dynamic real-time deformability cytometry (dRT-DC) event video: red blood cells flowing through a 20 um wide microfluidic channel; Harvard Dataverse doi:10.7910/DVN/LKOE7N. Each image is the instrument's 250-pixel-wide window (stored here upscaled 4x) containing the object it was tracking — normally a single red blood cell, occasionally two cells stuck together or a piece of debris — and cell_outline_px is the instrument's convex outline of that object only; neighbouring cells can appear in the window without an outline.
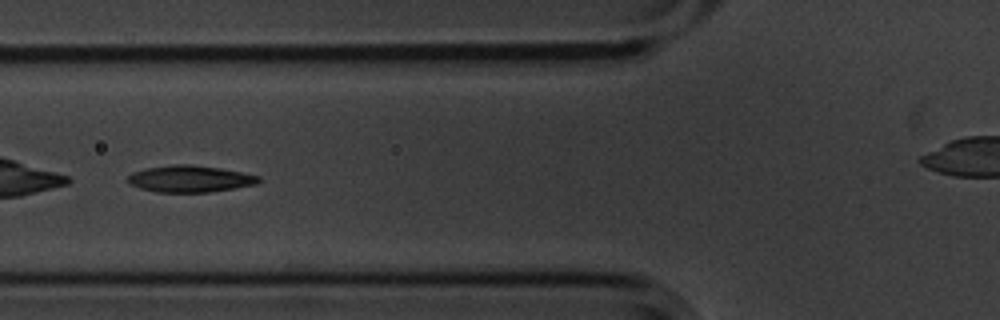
{"species": "common noctule bat (a hibernating species)", "species_latin": "Nyctalus noctula", "temperature_condition": "cold", "stored_images_in_passage": 9, "segment_of_instrument_passage": [1, 2], "camera_frame_rate_fps": 3000, "um_per_image_px": 0.085, "animal": {"sex": "male", "body_mass_g": 20.1, "forearm_length_mm": 53.5}, "frame": {"image": 1, "passage_image": 6, "time_ms": 1.667, "image_size_px": [1000, 320], "cell_outline_px": [[260, 180], [256, 184], [208, 192], [156, 192], [140, 188], [128, 184], [128, 176], [132, 172], [148, 168], [176, 164], [184, 164], [220, 168], [260, 176]], "centroid_in_image_um": [16.11, 15.2], "position_along_channel_um": 109.7, "area_um2": 20.06}}
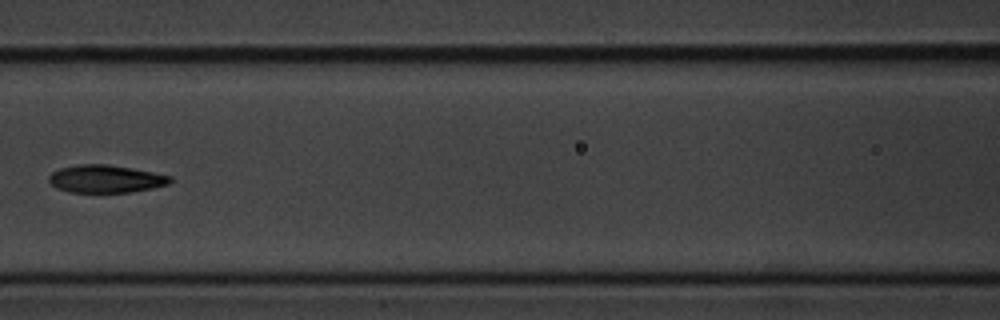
{"frame": {"image": 2, "passage_image": 7, "time_ms": 2.0, "image_size_px": [1000, 320], "cell_outline_px": [[172, 180], [168, 184], [152, 188], [128, 192], [68, 192], [56, 188], [48, 180], [48, 176], [52, 172], [60, 168], [80, 164], [108, 164], [132, 168], [172, 176]], "centroid_in_image_um": [8.96, 15.2], "position_along_channel_um": 157.6, "area_um2": 19.54}}
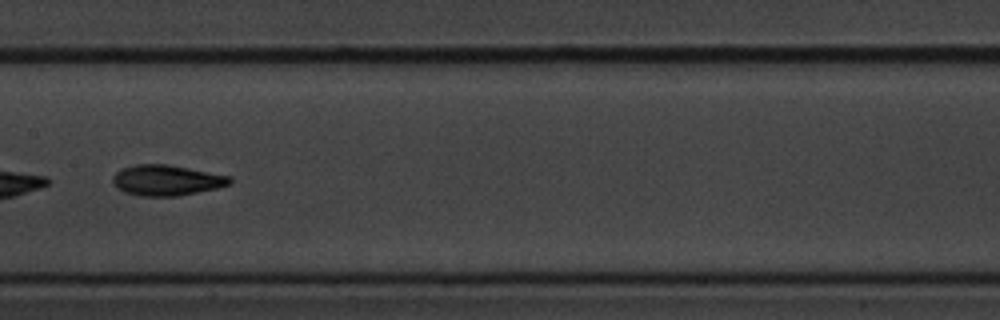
{"frame": {"image": 3, "passage_image": 8, "time_ms": 2.333, "image_size_px": [1000, 320], "cell_outline_px": [[232, 180], [228, 184], [216, 188], [176, 196], [140, 196], [124, 192], [112, 180], [112, 176], [120, 168], [136, 164], [168, 164], [232, 176]], "centroid_in_image_um": [14.15, 15.3], "position_along_channel_um": 193.3, "area_um2": 20.75}}